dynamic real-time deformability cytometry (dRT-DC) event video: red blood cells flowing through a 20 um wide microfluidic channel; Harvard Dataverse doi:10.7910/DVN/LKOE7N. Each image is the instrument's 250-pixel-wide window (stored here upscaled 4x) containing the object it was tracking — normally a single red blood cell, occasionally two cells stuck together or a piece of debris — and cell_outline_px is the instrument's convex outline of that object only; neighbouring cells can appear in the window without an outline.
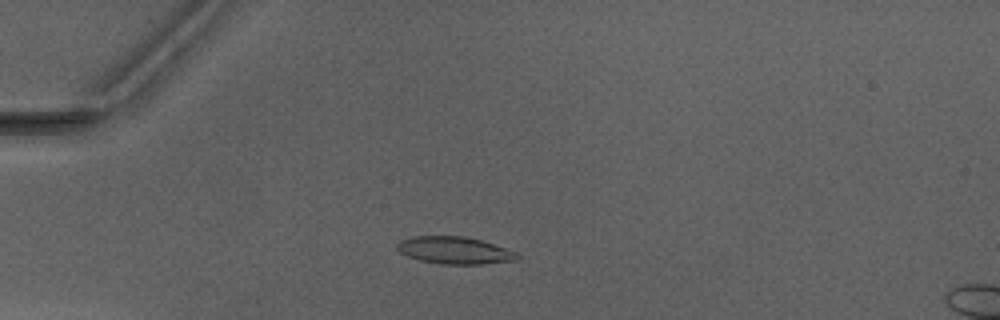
{"species": "Egyptian fruit bat (a non-hibernating species)", "species_latin": "Rousettus aegyptiacus", "temperature_condition": "warm", "stored_images_in_passage": 46, "camera_frame_rate_fps": 3000, "um_per_image_px": 0.085, "animal": {"sex": "male"}, "frame": {"image": 1, "passage_image": 10, "time_ms": 3.0, "image_size_px": [1000, 320], "cell_outline_px": [[520, 260], [480, 264], [440, 264], [420, 260], [408, 256], [400, 252], [396, 248], [396, 244], [400, 240], [412, 236], [464, 236], [480, 240], [516, 252], [520, 256]], "centroid_in_image_um": [38.62, 21.28], "position_along_channel_um": 46.4, "area_um2": 19.02}}
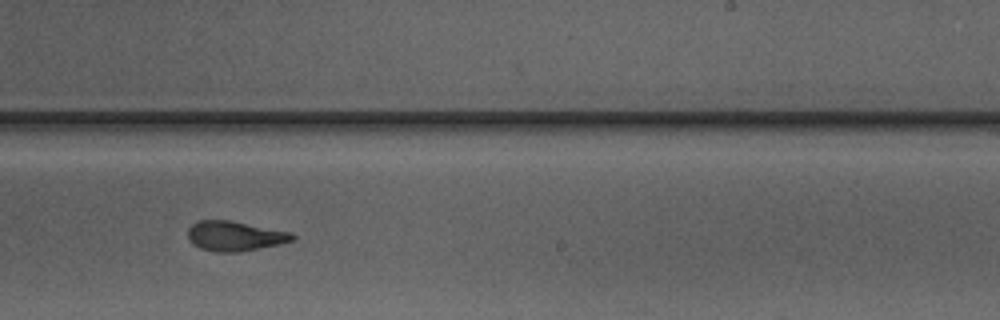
{"frame": {"image": 2, "passage_image": 28, "time_ms": 9.0, "image_size_px": [1000, 320], "cell_outline_px": [[296, 240], [280, 244], [236, 252], [216, 252], [200, 248], [192, 244], [188, 240], [188, 228], [192, 224], [200, 220], [228, 220], [288, 232], [296, 236]], "centroid_in_image_um": [19.92, 20.07], "position_along_channel_um": 269.1, "area_um2": 17.98}}
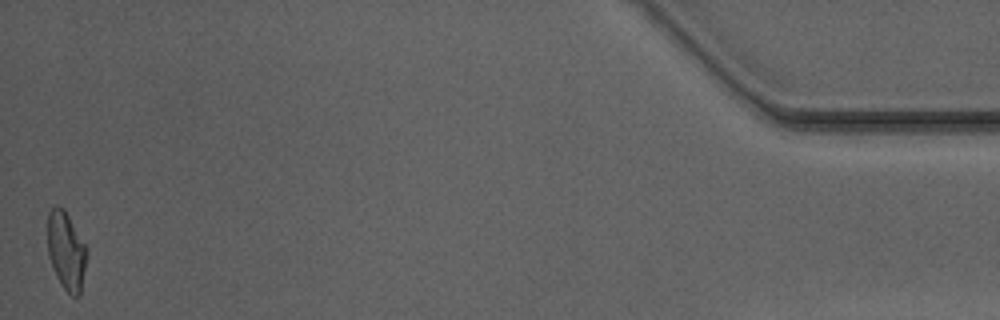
{"frame": {"image": 3, "passage_image": 46, "time_ms": 15.0, "image_size_px": [1000, 320], "cell_outline_px": [[88, 252], [80, 292], [76, 296], [72, 296], [60, 284], [56, 276], [48, 256], [48, 212], [56, 204], [64, 208], [88, 248]], "centroid_in_image_um": [5.63, 21.28], "position_along_channel_um": 429.6, "area_um2": 17.92}, "authors_computed_cell_mechanics": {"area_um2": 18.2648, "velocity_mm_per_s": 4.1525, "shape_relaxation_time_tau1_ms": 3.796, "shape_relaxation_time_tau2_ms": 1.3983, "deformation_change_tau1": 0.1611, "deformation_change_tau2": 0.0945}}